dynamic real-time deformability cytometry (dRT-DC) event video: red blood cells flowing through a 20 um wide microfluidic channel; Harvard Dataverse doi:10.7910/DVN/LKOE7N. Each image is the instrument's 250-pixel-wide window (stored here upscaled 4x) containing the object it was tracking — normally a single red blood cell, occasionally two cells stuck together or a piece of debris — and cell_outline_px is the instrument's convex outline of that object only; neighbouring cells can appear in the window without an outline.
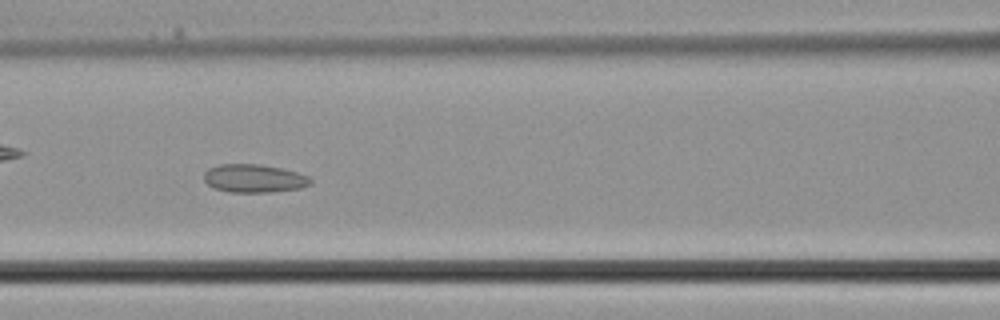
{"species": "common noctule bat (a hibernating species)", "species_latin": "Nyctalus noctula", "temperature_condition": "cold", "stored_images_in_passage": 38, "camera_frame_rate_fps": 3000, "um_per_image_px": 0.085, "animal": {"sex": "male", "body_mass_g": 21.5, "forearm_length_mm": 52.0}, "frame": {"image": 1, "passage_image": 17, "time_ms": 5.333, "image_size_px": [1000, 320], "cell_outline_px": [[312, 184], [300, 188], [272, 192], [228, 192], [216, 188], [208, 184], [204, 180], [204, 172], [208, 168], [220, 164], [260, 164], [280, 168], [296, 172], [308, 176], [312, 180]], "centroid_in_image_um": [21.59, 15.16], "position_along_channel_um": 145.0, "area_um2": 17.51}}
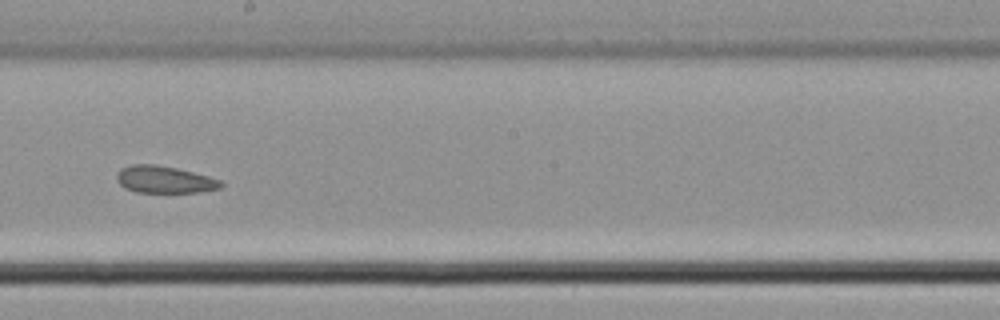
{"frame": {"image": 2, "passage_image": 22, "time_ms": 7.0, "image_size_px": [1000, 320], "cell_outline_px": [[224, 184], [220, 188], [200, 192], [136, 192], [124, 188], [116, 180], [116, 172], [120, 168], [132, 164], [156, 164], [176, 168], [208, 176], [220, 180]], "centroid_in_image_um": [13.94, 15.26], "position_along_channel_um": 234.3, "area_um2": 16.53}}
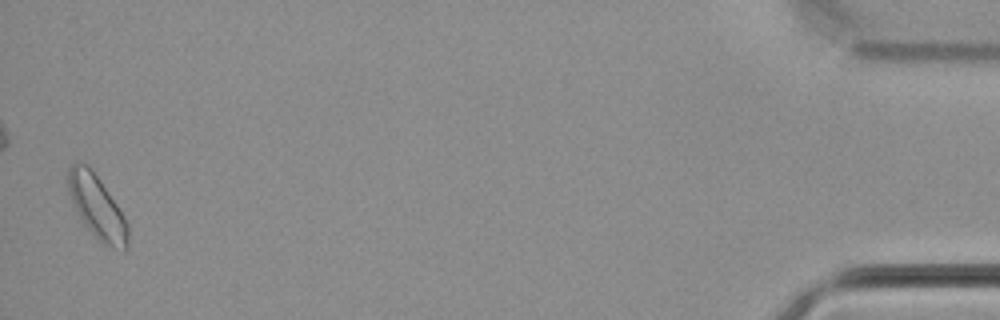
{"frame": {"image": 3, "passage_image": 38, "time_ms": 12.333, "image_size_px": [1000, 320], "cell_outline_px": [[128, 248], [124, 252], [100, 244], [84, 224], [68, 192], [68, 168], [76, 160], [88, 164], [92, 168], [124, 216], [128, 224]], "centroid_in_image_um": [8.26, 17.62], "position_along_channel_um": 426.9, "area_um2": 22.25}}